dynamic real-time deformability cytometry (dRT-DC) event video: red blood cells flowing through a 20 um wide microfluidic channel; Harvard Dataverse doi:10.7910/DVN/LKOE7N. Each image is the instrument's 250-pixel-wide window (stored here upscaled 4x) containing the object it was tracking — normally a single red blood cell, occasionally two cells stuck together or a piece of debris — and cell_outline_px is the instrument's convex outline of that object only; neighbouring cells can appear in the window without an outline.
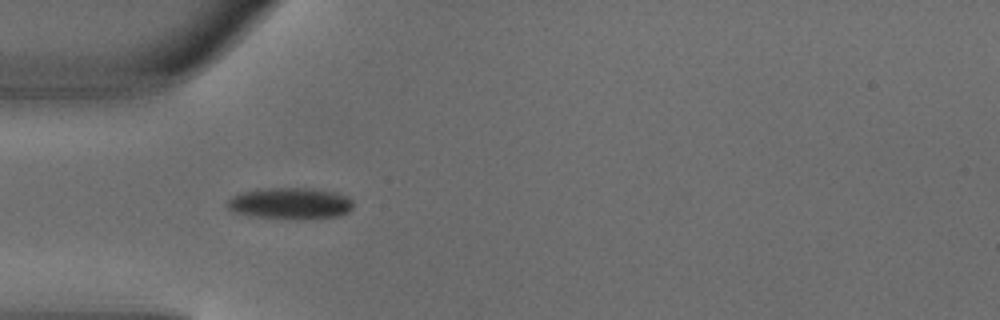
{"species": "common noctule bat (a hibernating species)", "species_latin": "Nyctalus noctula", "temperature_condition": "warm", "stored_images_in_passage": 2, "camera_frame_rate_fps": 3000, "um_per_image_px": 0.085, "animal": {"sex": "male", "body_mass_g": 18.8}, "frame": {"image": 1, "passage_image": 1, "time_ms": 0.0, "image_size_px": [1000, 320], "cell_outline_px": [[352, 208], [348, 212], [340, 216], [248, 216], [236, 212], [228, 208], [224, 204], [232, 196], [240, 192], [268, 188], [312, 188], [332, 192], [348, 196], [352, 200]], "centroid_in_image_um": [24.63, 17.23], "position_along_channel_um": 60.4, "area_um2": 22.08}}
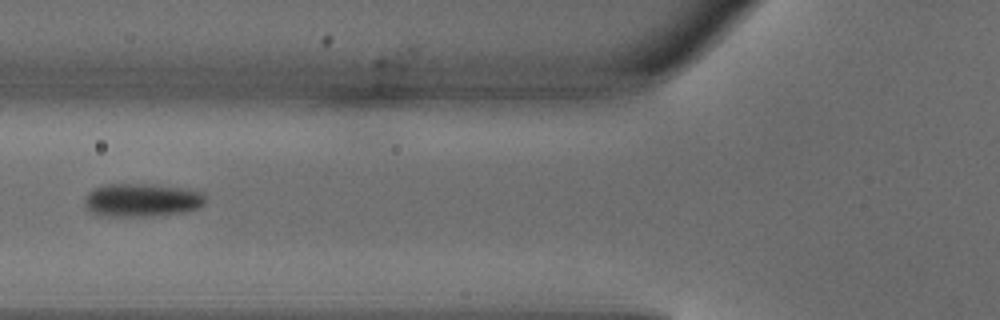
{"frame": {"image": 2, "passage_image": 2, "time_ms": 0.333, "image_size_px": [1000, 320], "cell_outline_px": [[204, 204], [200, 208], [184, 212], [148, 216], [92, 216], [88, 212], [84, 204], [84, 200], [88, 192], [96, 188], [108, 184], [152, 184], [180, 188], [200, 192], [204, 196]], "centroid_in_image_um": [11.98, 17.03], "position_along_channel_um": 113.8, "area_um2": 23.52}}